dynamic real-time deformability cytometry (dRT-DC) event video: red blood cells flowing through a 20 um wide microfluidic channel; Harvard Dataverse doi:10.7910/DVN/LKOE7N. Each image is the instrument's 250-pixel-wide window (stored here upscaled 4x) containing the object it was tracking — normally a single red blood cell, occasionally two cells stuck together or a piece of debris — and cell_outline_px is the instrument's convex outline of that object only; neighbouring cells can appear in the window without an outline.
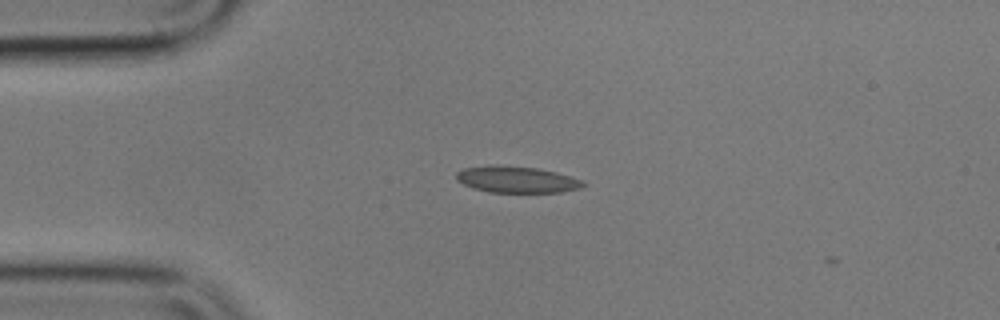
{"species": "common noctule bat (a hibernating species)", "species_latin": "Nyctalus noctula", "temperature_condition": "cold", "stored_images_in_passage": 49, "camera_frame_rate_fps": 3000, "um_per_image_px": 0.085, "animal": {"sex": "male", "body_mass_g": 17.9}, "frame": {"image": 1, "passage_image": 6, "time_ms": 1.667, "image_size_px": [1000, 320], "cell_outline_px": [[588, 184], [580, 188], [560, 192], [488, 192], [472, 188], [456, 180], [456, 172], [464, 168], [540, 168], [556, 172], [584, 180]], "centroid_in_image_um": [44.02, 15.31], "position_along_channel_um": 41.0, "area_um2": 18.73}}
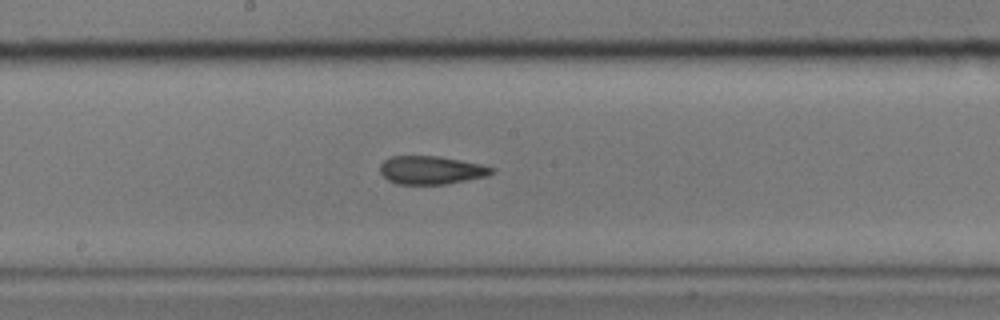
{"frame": {"image": 2, "passage_image": 22, "time_ms": 7.0, "image_size_px": [1000, 320], "cell_outline_px": [[496, 172], [488, 176], [444, 184], [396, 184], [388, 180], [380, 172], [380, 164], [384, 160], [392, 156], [440, 156], [480, 164], [496, 168]], "centroid_in_image_um": [36.67, 14.46], "position_along_channel_um": 211.5, "area_um2": 18.44}}
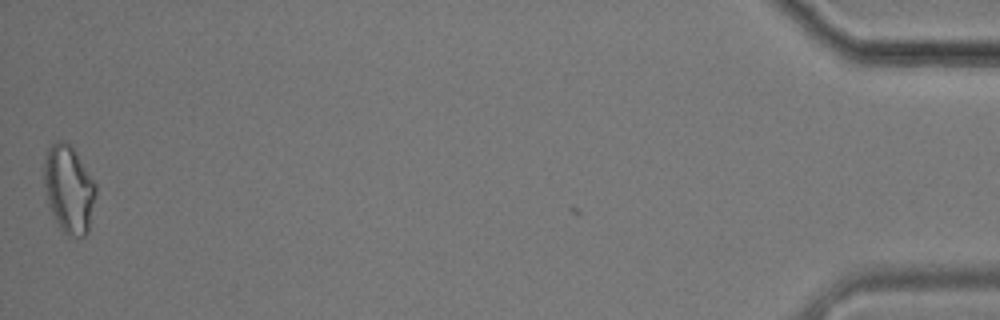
{"frame": {"image": 3, "passage_image": 48, "time_ms": 15.667, "image_size_px": [1000, 320], "cell_outline_px": [[96, 196], [88, 232], [84, 236], [76, 236], [64, 232], [60, 228], [48, 204], [44, 184], [44, 160], [48, 148], [56, 140], [64, 140], [72, 144], [96, 184]], "centroid_in_image_um": [5.86, 16.02], "position_along_channel_um": 429.3, "area_um2": 26.53}, "authors_computed_cell_mechanics": {"area_um2": 18.785, "velocity_mm_per_s": 3.6035, "shape_relaxation_time_tau1_ms": null, "shape_relaxation_time_tau2_ms": 2.9432, "deformation_change_tau1": null, "deformation_change_tau2": 0.116}}